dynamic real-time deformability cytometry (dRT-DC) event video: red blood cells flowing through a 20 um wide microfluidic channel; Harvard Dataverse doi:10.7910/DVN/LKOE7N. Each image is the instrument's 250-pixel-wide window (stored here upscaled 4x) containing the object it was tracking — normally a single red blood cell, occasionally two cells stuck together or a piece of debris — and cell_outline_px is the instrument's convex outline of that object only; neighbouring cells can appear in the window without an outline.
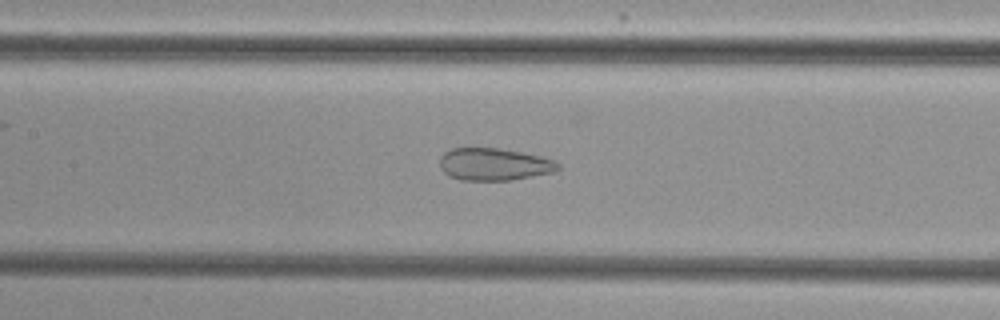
{"species": "common noctule bat (a hibernating species)", "species_latin": "Nyctalus noctula", "temperature_condition": "cold", "stored_images_in_passage": 53, "camera_frame_rate_fps": 3000, "um_per_image_px": 0.085, "animal": {"sex": "female", "body_mass_g": 29.2, "forearm_length_mm": 56.3}, "frame": {"image": 1, "passage_image": 25, "time_ms": 8.0, "image_size_px": [1000, 320], "cell_outline_px": [[560, 168], [552, 172], [512, 180], [460, 180], [448, 176], [440, 168], [440, 156], [444, 152], [452, 148], [500, 148], [540, 156], [556, 160], [560, 164]], "centroid_in_image_um": [41.98, 13.96], "position_along_channel_um": 165.4, "area_um2": 22.37}}
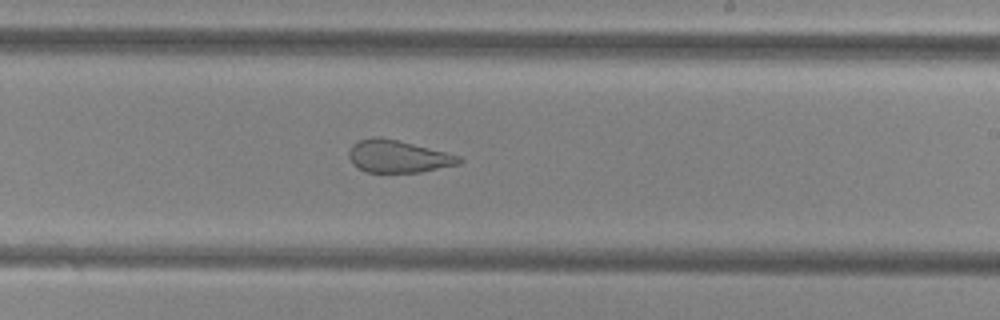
{"frame": {"image": 2, "passage_image": 32, "time_ms": 10.333, "image_size_px": [1000, 320], "cell_outline_px": [[464, 160], [460, 164], [420, 172], [368, 172], [352, 164], [348, 156], [348, 152], [352, 144], [360, 140], [372, 136], [380, 136], [460, 156]], "centroid_in_image_um": [33.81, 13.29], "position_along_channel_um": 255.2, "area_um2": 20.63}}
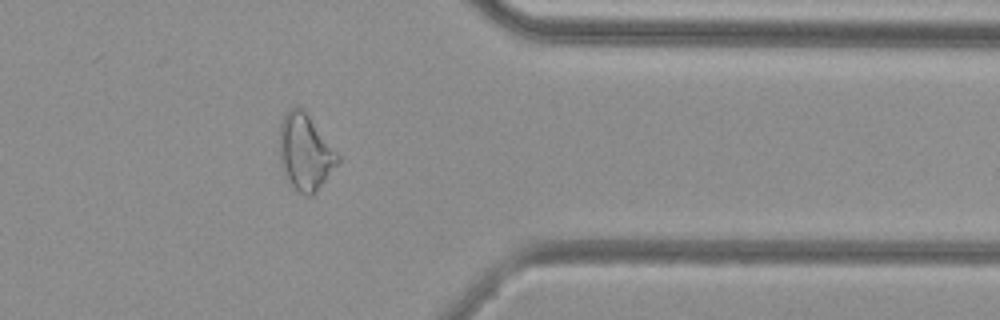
{"frame": {"image": 3, "passage_image": 43, "time_ms": 14.0, "image_size_px": [1000, 320], "cell_outline_px": [[340, 160], [316, 192], [312, 196], [308, 196], [300, 192], [284, 176], [280, 164], [280, 124], [288, 108], [296, 104], [308, 116], [340, 156]], "centroid_in_image_um": [25.92, 12.94], "position_along_channel_um": 385.5, "area_um2": 25.37}, "authors_computed_cell_mechanics": {"area_um2": 27.6284, "velocity_mm_per_s": 3.8561, "shape_relaxation_time_tau1_ms": null, "shape_relaxation_time_tau2_ms": 1.5787, "deformation_change_tau1": null, "deformation_change_tau2": 0.1035}}